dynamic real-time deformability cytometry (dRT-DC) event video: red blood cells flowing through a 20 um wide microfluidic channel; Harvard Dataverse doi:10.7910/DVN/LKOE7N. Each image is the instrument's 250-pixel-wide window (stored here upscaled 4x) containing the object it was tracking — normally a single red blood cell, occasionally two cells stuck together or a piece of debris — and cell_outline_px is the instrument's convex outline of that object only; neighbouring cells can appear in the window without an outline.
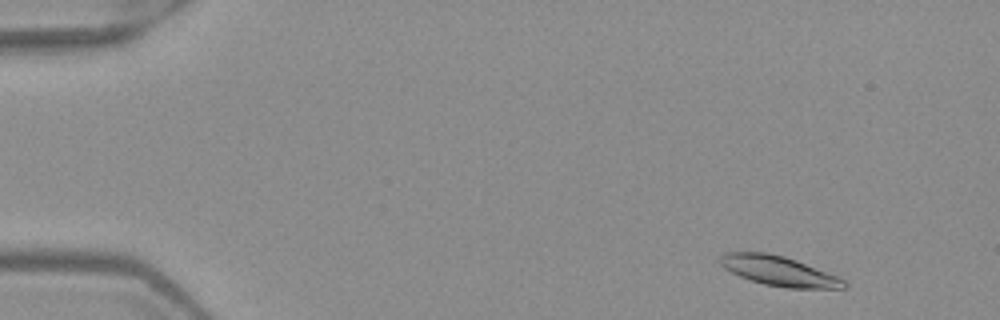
{"species": "Egyptian fruit bat (a non-hibernating species)", "species_latin": "Rousettus aegyptiacus", "temperature_condition": "warm", "stored_images_in_passage": 5, "camera_frame_rate_fps": 3000, "um_per_image_px": 0.085, "frame": {"image": 1, "passage_image": 2, "time_ms": 0.333, "image_size_px": [1000, 320], "cell_outline_px": [[848, 288], [788, 288], [764, 284], [740, 276], [724, 268], [720, 264], [720, 256], [724, 252], [768, 252], [784, 256], [796, 260], [836, 276], [844, 280], [848, 284]], "centroid_in_image_um": [66.19, 23.02], "position_along_channel_um": 18.8, "area_um2": 21.27}}
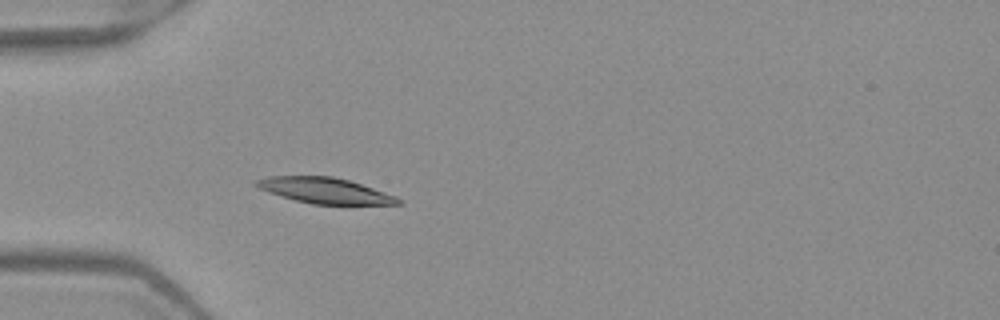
{"frame": {"image": 2, "passage_image": 5, "time_ms": 1.333, "image_size_px": [1000, 320], "cell_outline_px": [[404, 204], [312, 204], [296, 200], [268, 192], [252, 184], [252, 180], [268, 176], [332, 176], [348, 180], [396, 196]], "centroid_in_image_um": [27.55, 16.19], "position_along_channel_um": 57.4, "area_um2": 21.04}}